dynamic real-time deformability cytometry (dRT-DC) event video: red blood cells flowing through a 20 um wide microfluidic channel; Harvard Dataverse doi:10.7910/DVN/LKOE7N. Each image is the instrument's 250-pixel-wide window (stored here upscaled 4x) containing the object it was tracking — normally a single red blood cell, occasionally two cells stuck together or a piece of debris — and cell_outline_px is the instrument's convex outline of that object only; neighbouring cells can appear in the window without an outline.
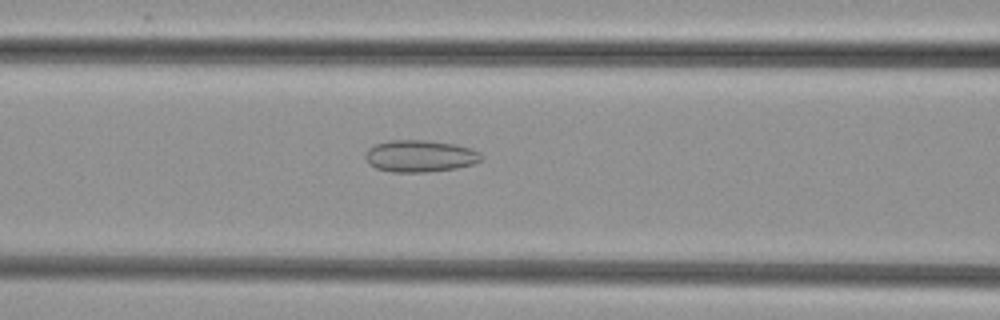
{"species": "common noctule bat (a hibernating species)", "species_latin": "Nyctalus noctula", "temperature_condition": "cold", "stored_images_in_passage": 47, "camera_frame_rate_fps": 3000, "um_per_image_px": 0.085, "animal": {"sex": "female", "body_mass_g": 29.2, "forearm_length_mm": 56.3}, "frame": {"image": 1, "passage_image": 19, "time_ms": 6.0, "image_size_px": [1000, 320], "cell_outline_px": [[484, 156], [480, 160], [472, 164], [456, 168], [424, 172], [392, 172], [376, 168], [368, 164], [364, 156], [368, 148], [376, 144], [392, 140], [424, 140], [456, 144], [472, 148], [480, 152]], "centroid_in_image_um": [35.7, 13.26], "position_along_channel_um": 130.9, "area_um2": 21.62}}
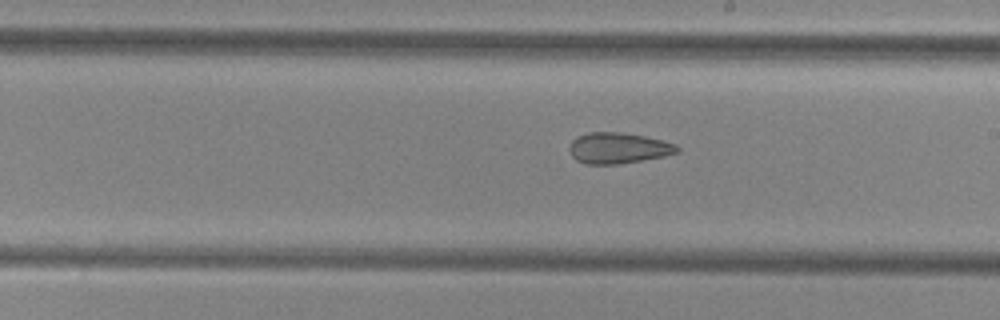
{"frame": {"image": 2, "passage_image": 27, "time_ms": 8.667, "image_size_px": [1000, 320], "cell_outline_px": [[680, 152], [664, 156], [616, 164], [588, 164], [576, 160], [572, 156], [568, 148], [572, 140], [576, 136], [588, 132], [620, 132], [644, 136], [676, 144], [680, 148]], "centroid_in_image_um": [52.53, 12.58], "position_along_channel_um": 236.5, "area_um2": 19.36}}
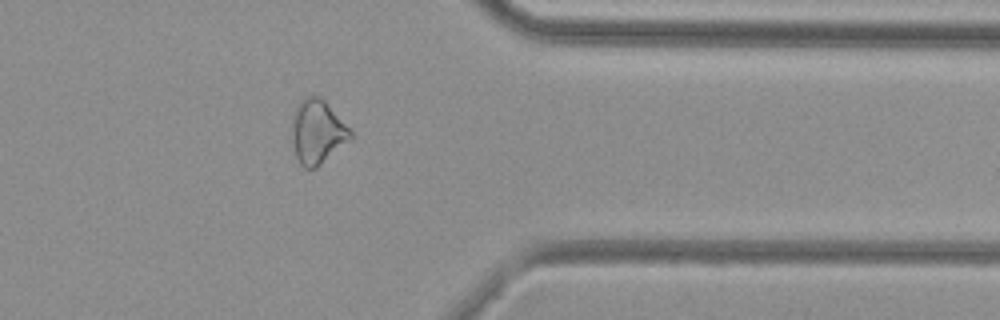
{"frame": {"image": 3, "passage_image": 39, "time_ms": 12.667, "image_size_px": [1000, 320], "cell_outline_px": [[352, 140], [316, 168], [304, 168], [300, 164], [296, 156], [292, 136], [292, 116], [300, 100], [304, 96], [320, 96], [324, 100], [352, 132]], "centroid_in_image_um": [26.98, 11.22], "position_along_channel_um": 384.4, "area_um2": 21.79}}